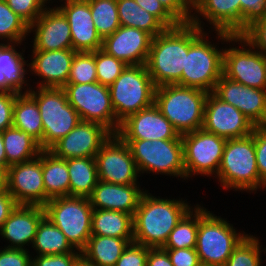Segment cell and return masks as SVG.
Here are the masks:
<instances>
[{
    "label": "cell",
    "mask_w": 266,
    "mask_h": 266,
    "mask_svg": "<svg viewBox=\"0 0 266 266\" xmlns=\"http://www.w3.org/2000/svg\"><path fill=\"white\" fill-rule=\"evenodd\" d=\"M146 190L133 215V242L150 248L163 247L170 232L192 209L185 199L153 196Z\"/></svg>",
    "instance_id": "1"
},
{
    "label": "cell",
    "mask_w": 266,
    "mask_h": 266,
    "mask_svg": "<svg viewBox=\"0 0 266 266\" xmlns=\"http://www.w3.org/2000/svg\"><path fill=\"white\" fill-rule=\"evenodd\" d=\"M189 47L190 23L166 28L152 38L145 65L156 87L180 81Z\"/></svg>",
    "instance_id": "2"
},
{
    "label": "cell",
    "mask_w": 266,
    "mask_h": 266,
    "mask_svg": "<svg viewBox=\"0 0 266 266\" xmlns=\"http://www.w3.org/2000/svg\"><path fill=\"white\" fill-rule=\"evenodd\" d=\"M222 189L256 193L266 189L260 180L255 155V126L251 135L226 141L222 161L215 177Z\"/></svg>",
    "instance_id": "3"
},
{
    "label": "cell",
    "mask_w": 266,
    "mask_h": 266,
    "mask_svg": "<svg viewBox=\"0 0 266 266\" xmlns=\"http://www.w3.org/2000/svg\"><path fill=\"white\" fill-rule=\"evenodd\" d=\"M190 22V47L180 81L176 84L213 92L223 75V52L210 42L209 35ZM207 36V37H206Z\"/></svg>",
    "instance_id": "4"
},
{
    "label": "cell",
    "mask_w": 266,
    "mask_h": 266,
    "mask_svg": "<svg viewBox=\"0 0 266 266\" xmlns=\"http://www.w3.org/2000/svg\"><path fill=\"white\" fill-rule=\"evenodd\" d=\"M207 91L179 85L156 87L154 104L182 136L202 128Z\"/></svg>",
    "instance_id": "5"
},
{
    "label": "cell",
    "mask_w": 266,
    "mask_h": 266,
    "mask_svg": "<svg viewBox=\"0 0 266 266\" xmlns=\"http://www.w3.org/2000/svg\"><path fill=\"white\" fill-rule=\"evenodd\" d=\"M215 33L222 44L232 43L229 48L224 47L223 75L247 87L266 90V56L255 49L242 35L223 31ZM237 43L241 44V47L235 46Z\"/></svg>",
    "instance_id": "6"
},
{
    "label": "cell",
    "mask_w": 266,
    "mask_h": 266,
    "mask_svg": "<svg viewBox=\"0 0 266 266\" xmlns=\"http://www.w3.org/2000/svg\"><path fill=\"white\" fill-rule=\"evenodd\" d=\"M34 88L31 86L28 94L36 101L42 119L43 139L39 145L42 150H49L74 129L81 118L69 104L63 88Z\"/></svg>",
    "instance_id": "7"
},
{
    "label": "cell",
    "mask_w": 266,
    "mask_h": 266,
    "mask_svg": "<svg viewBox=\"0 0 266 266\" xmlns=\"http://www.w3.org/2000/svg\"><path fill=\"white\" fill-rule=\"evenodd\" d=\"M117 122L154 104L156 86L146 65H127L108 87Z\"/></svg>",
    "instance_id": "8"
},
{
    "label": "cell",
    "mask_w": 266,
    "mask_h": 266,
    "mask_svg": "<svg viewBox=\"0 0 266 266\" xmlns=\"http://www.w3.org/2000/svg\"><path fill=\"white\" fill-rule=\"evenodd\" d=\"M128 144L138 172L186 179L182 139H122Z\"/></svg>",
    "instance_id": "9"
},
{
    "label": "cell",
    "mask_w": 266,
    "mask_h": 266,
    "mask_svg": "<svg viewBox=\"0 0 266 266\" xmlns=\"http://www.w3.org/2000/svg\"><path fill=\"white\" fill-rule=\"evenodd\" d=\"M233 226L211 211L200 218L195 249L201 265H225L234 248L247 235L244 231L237 232Z\"/></svg>",
    "instance_id": "10"
},
{
    "label": "cell",
    "mask_w": 266,
    "mask_h": 266,
    "mask_svg": "<svg viewBox=\"0 0 266 266\" xmlns=\"http://www.w3.org/2000/svg\"><path fill=\"white\" fill-rule=\"evenodd\" d=\"M45 216L66 236L75 250L82 251L92 235L93 208L87 197L64 196L50 199Z\"/></svg>",
    "instance_id": "11"
},
{
    "label": "cell",
    "mask_w": 266,
    "mask_h": 266,
    "mask_svg": "<svg viewBox=\"0 0 266 266\" xmlns=\"http://www.w3.org/2000/svg\"><path fill=\"white\" fill-rule=\"evenodd\" d=\"M63 90L69 104L77 111L81 121L100 123L113 134L118 132L120 124L117 122L107 86L98 82L67 83Z\"/></svg>",
    "instance_id": "12"
},
{
    "label": "cell",
    "mask_w": 266,
    "mask_h": 266,
    "mask_svg": "<svg viewBox=\"0 0 266 266\" xmlns=\"http://www.w3.org/2000/svg\"><path fill=\"white\" fill-rule=\"evenodd\" d=\"M181 139L186 179L193 175L216 177L227 140L202 128L182 135Z\"/></svg>",
    "instance_id": "13"
},
{
    "label": "cell",
    "mask_w": 266,
    "mask_h": 266,
    "mask_svg": "<svg viewBox=\"0 0 266 266\" xmlns=\"http://www.w3.org/2000/svg\"><path fill=\"white\" fill-rule=\"evenodd\" d=\"M98 178L112 184H139L138 172L128 144L112 134L95 156Z\"/></svg>",
    "instance_id": "14"
},
{
    "label": "cell",
    "mask_w": 266,
    "mask_h": 266,
    "mask_svg": "<svg viewBox=\"0 0 266 266\" xmlns=\"http://www.w3.org/2000/svg\"><path fill=\"white\" fill-rule=\"evenodd\" d=\"M202 129L228 140L251 135L254 125L236 107L210 92L205 100Z\"/></svg>",
    "instance_id": "15"
},
{
    "label": "cell",
    "mask_w": 266,
    "mask_h": 266,
    "mask_svg": "<svg viewBox=\"0 0 266 266\" xmlns=\"http://www.w3.org/2000/svg\"><path fill=\"white\" fill-rule=\"evenodd\" d=\"M7 191L18 205H45L42 151L38 157L30 161L8 167Z\"/></svg>",
    "instance_id": "16"
},
{
    "label": "cell",
    "mask_w": 266,
    "mask_h": 266,
    "mask_svg": "<svg viewBox=\"0 0 266 266\" xmlns=\"http://www.w3.org/2000/svg\"><path fill=\"white\" fill-rule=\"evenodd\" d=\"M113 133L100 123L80 121L49 151L62 159L95 157Z\"/></svg>",
    "instance_id": "17"
},
{
    "label": "cell",
    "mask_w": 266,
    "mask_h": 266,
    "mask_svg": "<svg viewBox=\"0 0 266 266\" xmlns=\"http://www.w3.org/2000/svg\"><path fill=\"white\" fill-rule=\"evenodd\" d=\"M213 93L241 111L254 126L266 124V90L247 87L222 75Z\"/></svg>",
    "instance_id": "18"
},
{
    "label": "cell",
    "mask_w": 266,
    "mask_h": 266,
    "mask_svg": "<svg viewBox=\"0 0 266 266\" xmlns=\"http://www.w3.org/2000/svg\"><path fill=\"white\" fill-rule=\"evenodd\" d=\"M121 139L168 140L181 139L172 124L155 104L128 116L116 133Z\"/></svg>",
    "instance_id": "19"
},
{
    "label": "cell",
    "mask_w": 266,
    "mask_h": 266,
    "mask_svg": "<svg viewBox=\"0 0 266 266\" xmlns=\"http://www.w3.org/2000/svg\"><path fill=\"white\" fill-rule=\"evenodd\" d=\"M56 7L64 14L70 25L74 51L94 52L102 48L103 39L93 23L89 0H65Z\"/></svg>",
    "instance_id": "20"
},
{
    "label": "cell",
    "mask_w": 266,
    "mask_h": 266,
    "mask_svg": "<svg viewBox=\"0 0 266 266\" xmlns=\"http://www.w3.org/2000/svg\"><path fill=\"white\" fill-rule=\"evenodd\" d=\"M33 33L32 50L73 49L70 25L64 14L57 8L49 6L29 26V34Z\"/></svg>",
    "instance_id": "21"
},
{
    "label": "cell",
    "mask_w": 266,
    "mask_h": 266,
    "mask_svg": "<svg viewBox=\"0 0 266 266\" xmlns=\"http://www.w3.org/2000/svg\"><path fill=\"white\" fill-rule=\"evenodd\" d=\"M204 19L210 24V29L213 28L212 31L241 35L240 0H198L192 6L191 23L205 30Z\"/></svg>",
    "instance_id": "22"
},
{
    "label": "cell",
    "mask_w": 266,
    "mask_h": 266,
    "mask_svg": "<svg viewBox=\"0 0 266 266\" xmlns=\"http://www.w3.org/2000/svg\"><path fill=\"white\" fill-rule=\"evenodd\" d=\"M152 38L143 30L120 26L103 39L102 49L126 65H145Z\"/></svg>",
    "instance_id": "23"
},
{
    "label": "cell",
    "mask_w": 266,
    "mask_h": 266,
    "mask_svg": "<svg viewBox=\"0 0 266 266\" xmlns=\"http://www.w3.org/2000/svg\"><path fill=\"white\" fill-rule=\"evenodd\" d=\"M31 53L29 73L42 80L37 82V87L63 88L67 84L76 51L73 49L32 50Z\"/></svg>",
    "instance_id": "24"
},
{
    "label": "cell",
    "mask_w": 266,
    "mask_h": 266,
    "mask_svg": "<svg viewBox=\"0 0 266 266\" xmlns=\"http://www.w3.org/2000/svg\"><path fill=\"white\" fill-rule=\"evenodd\" d=\"M45 217L43 206L17 205L0 229L1 238L9 241L6 248L25 249L32 245L37 227Z\"/></svg>",
    "instance_id": "25"
},
{
    "label": "cell",
    "mask_w": 266,
    "mask_h": 266,
    "mask_svg": "<svg viewBox=\"0 0 266 266\" xmlns=\"http://www.w3.org/2000/svg\"><path fill=\"white\" fill-rule=\"evenodd\" d=\"M145 191L140 184L121 185L99 180L88 199L93 209L122 211L133 216Z\"/></svg>",
    "instance_id": "26"
},
{
    "label": "cell",
    "mask_w": 266,
    "mask_h": 266,
    "mask_svg": "<svg viewBox=\"0 0 266 266\" xmlns=\"http://www.w3.org/2000/svg\"><path fill=\"white\" fill-rule=\"evenodd\" d=\"M19 45H23L22 42H0V92L28 93L31 89V85L26 80V74L30 72L29 69L27 70L29 60L23 57L25 48L24 50L22 48V52L17 51L16 47ZM24 89L26 90L23 91Z\"/></svg>",
    "instance_id": "27"
},
{
    "label": "cell",
    "mask_w": 266,
    "mask_h": 266,
    "mask_svg": "<svg viewBox=\"0 0 266 266\" xmlns=\"http://www.w3.org/2000/svg\"><path fill=\"white\" fill-rule=\"evenodd\" d=\"M42 173L45 204L52 198L70 196L67 159L58 158L49 150H42Z\"/></svg>",
    "instance_id": "28"
},
{
    "label": "cell",
    "mask_w": 266,
    "mask_h": 266,
    "mask_svg": "<svg viewBox=\"0 0 266 266\" xmlns=\"http://www.w3.org/2000/svg\"><path fill=\"white\" fill-rule=\"evenodd\" d=\"M91 233L115 238H133V216L122 211L93 209Z\"/></svg>",
    "instance_id": "29"
},
{
    "label": "cell",
    "mask_w": 266,
    "mask_h": 266,
    "mask_svg": "<svg viewBox=\"0 0 266 266\" xmlns=\"http://www.w3.org/2000/svg\"><path fill=\"white\" fill-rule=\"evenodd\" d=\"M133 238L91 235L81 253L97 266H115Z\"/></svg>",
    "instance_id": "30"
},
{
    "label": "cell",
    "mask_w": 266,
    "mask_h": 266,
    "mask_svg": "<svg viewBox=\"0 0 266 266\" xmlns=\"http://www.w3.org/2000/svg\"><path fill=\"white\" fill-rule=\"evenodd\" d=\"M1 134L6 153V169L12 164L30 161L38 157L42 151L34 138L13 126Z\"/></svg>",
    "instance_id": "31"
},
{
    "label": "cell",
    "mask_w": 266,
    "mask_h": 266,
    "mask_svg": "<svg viewBox=\"0 0 266 266\" xmlns=\"http://www.w3.org/2000/svg\"><path fill=\"white\" fill-rule=\"evenodd\" d=\"M70 196L89 197L99 181L95 157L67 159Z\"/></svg>",
    "instance_id": "32"
},
{
    "label": "cell",
    "mask_w": 266,
    "mask_h": 266,
    "mask_svg": "<svg viewBox=\"0 0 266 266\" xmlns=\"http://www.w3.org/2000/svg\"><path fill=\"white\" fill-rule=\"evenodd\" d=\"M13 127L28 133L39 144L43 139V124L36 101L28 93H19L13 107Z\"/></svg>",
    "instance_id": "33"
},
{
    "label": "cell",
    "mask_w": 266,
    "mask_h": 266,
    "mask_svg": "<svg viewBox=\"0 0 266 266\" xmlns=\"http://www.w3.org/2000/svg\"><path fill=\"white\" fill-rule=\"evenodd\" d=\"M31 247H33L34 251L36 250L37 255L81 253L72 247L65 234L46 216L37 227Z\"/></svg>",
    "instance_id": "34"
},
{
    "label": "cell",
    "mask_w": 266,
    "mask_h": 266,
    "mask_svg": "<svg viewBox=\"0 0 266 266\" xmlns=\"http://www.w3.org/2000/svg\"><path fill=\"white\" fill-rule=\"evenodd\" d=\"M117 9L121 26L143 30L152 37L166 29L154 15L140 7L135 0H117Z\"/></svg>",
    "instance_id": "35"
},
{
    "label": "cell",
    "mask_w": 266,
    "mask_h": 266,
    "mask_svg": "<svg viewBox=\"0 0 266 266\" xmlns=\"http://www.w3.org/2000/svg\"><path fill=\"white\" fill-rule=\"evenodd\" d=\"M208 211L201 204L194 207L170 232L163 249L195 248L200 218Z\"/></svg>",
    "instance_id": "36"
},
{
    "label": "cell",
    "mask_w": 266,
    "mask_h": 266,
    "mask_svg": "<svg viewBox=\"0 0 266 266\" xmlns=\"http://www.w3.org/2000/svg\"><path fill=\"white\" fill-rule=\"evenodd\" d=\"M89 6L93 23L102 39L113 34L121 26L117 0H89Z\"/></svg>",
    "instance_id": "37"
},
{
    "label": "cell",
    "mask_w": 266,
    "mask_h": 266,
    "mask_svg": "<svg viewBox=\"0 0 266 266\" xmlns=\"http://www.w3.org/2000/svg\"><path fill=\"white\" fill-rule=\"evenodd\" d=\"M27 35L30 36L29 25L14 13L5 0H0V41L2 43L23 42Z\"/></svg>",
    "instance_id": "38"
},
{
    "label": "cell",
    "mask_w": 266,
    "mask_h": 266,
    "mask_svg": "<svg viewBox=\"0 0 266 266\" xmlns=\"http://www.w3.org/2000/svg\"><path fill=\"white\" fill-rule=\"evenodd\" d=\"M262 249V250H261ZM266 248L260 246L259 237L247 234L234 248L224 266H262V254Z\"/></svg>",
    "instance_id": "39"
},
{
    "label": "cell",
    "mask_w": 266,
    "mask_h": 266,
    "mask_svg": "<svg viewBox=\"0 0 266 266\" xmlns=\"http://www.w3.org/2000/svg\"><path fill=\"white\" fill-rule=\"evenodd\" d=\"M97 82L94 52H76L67 83L88 84Z\"/></svg>",
    "instance_id": "40"
},
{
    "label": "cell",
    "mask_w": 266,
    "mask_h": 266,
    "mask_svg": "<svg viewBox=\"0 0 266 266\" xmlns=\"http://www.w3.org/2000/svg\"><path fill=\"white\" fill-rule=\"evenodd\" d=\"M97 82L111 86L127 66L122 60L108 54L102 48L95 51Z\"/></svg>",
    "instance_id": "41"
},
{
    "label": "cell",
    "mask_w": 266,
    "mask_h": 266,
    "mask_svg": "<svg viewBox=\"0 0 266 266\" xmlns=\"http://www.w3.org/2000/svg\"><path fill=\"white\" fill-rule=\"evenodd\" d=\"M7 5L29 26L43 13L44 4L40 0H5Z\"/></svg>",
    "instance_id": "42"
},
{
    "label": "cell",
    "mask_w": 266,
    "mask_h": 266,
    "mask_svg": "<svg viewBox=\"0 0 266 266\" xmlns=\"http://www.w3.org/2000/svg\"><path fill=\"white\" fill-rule=\"evenodd\" d=\"M241 34L254 22L266 16V0H240Z\"/></svg>",
    "instance_id": "43"
},
{
    "label": "cell",
    "mask_w": 266,
    "mask_h": 266,
    "mask_svg": "<svg viewBox=\"0 0 266 266\" xmlns=\"http://www.w3.org/2000/svg\"><path fill=\"white\" fill-rule=\"evenodd\" d=\"M149 247L131 242L122 252L115 266H146Z\"/></svg>",
    "instance_id": "44"
},
{
    "label": "cell",
    "mask_w": 266,
    "mask_h": 266,
    "mask_svg": "<svg viewBox=\"0 0 266 266\" xmlns=\"http://www.w3.org/2000/svg\"><path fill=\"white\" fill-rule=\"evenodd\" d=\"M255 155L260 180L266 185V124L255 126Z\"/></svg>",
    "instance_id": "45"
},
{
    "label": "cell",
    "mask_w": 266,
    "mask_h": 266,
    "mask_svg": "<svg viewBox=\"0 0 266 266\" xmlns=\"http://www.w3.org/2000/svg\"><path fill=\"white\" fill-rule=\"evenodd\" d=\"M241 35L266 56V16L254 22Z\"/></svg>",
    "instance_id": "46"
},
{
    "label": "cell",
    "mask_w": 266,
    "mask_h": 266,
    "mask_svg": "<svg viewBox=\"0 0 266 266\" xmlns=\"http://www.w3.org/2000/svg\"><path fill=\"white\" fill-rule=\"evenodd\" d=\"M150 14L154 15L166 28H173L180 23L164 8L159 0H135Z\"/></svg>",
    "instance_id": "47"
},
{
    "label": "cell",
    "mask_w": 266,
    "mask_h": 266,
    "mask_svg": "<svg viewBox=\"0 0 266 266\" xmlns=\"http://www.w3.org/2000/svg\"><path fill=\"white\" fill-rule=\"evenodd\" d=\"M0 266H32L29 250L16 248H0Z\"/></svg>",
    "instance_id": "48"
},
{
    "label": "cell",
    "mask_w": 266,
    "mask_h": 266,
    "mask_svg": "<svg viewBox=\"0 0 266 266\" xmlns=\"http://www.w3.org/2000/svg\"><path fill=\"white\" fill-rule=\"evenodd\" d=\"M164 8L179 22L190 23L192 6L187 0H159Z\"/></svg>",
    "instance_id": "49"
},
{
    "label": "cell",
    "mask_w": 266,
    "mask_h": 266,
    "mask_svg": "<svg viewBox=\"0 0 266 266\" xmlns=\"http://www.w3.org/2000/svg\"><path fill=\"white\" fill-rule=\"evenodd\" d=\"M18 94L0 92V133L13 125V107Z\"/></svg>",
    "instance_id": "50"
},
{
    "label": "cell",
    "mask_w": 266,
    "mask_h": 266,
    "mask_svg": "<svg viewBox=\"0 0 266 266\" xmlns=\"http://www.w3.org/2000/svg\"><path fill=\"white\" fill-rule=\"evenodd\" d=\"M81 253L55 255H36L32 257V266H73Z\"/></svg>",
    "instance_id": "51"
},
{
    "label": "cell",
    "mask_w": 266,
    "mask_h": 266,
    "mask_svg": "<svg viewBox=\"0 0 266 266\" xmlns=\"http://www.w3.org/2000/svg\"><path fill=\"white\" fill-rule=\"evenodd\" d=\"M167 251L173 266H201L195 248L164 249Z\"/></svg>",
    "instance_id": "52"
},
{
    "label": "cell",
    "mask_w": 266,
    "mask_h": 266,
    "mask_svg": "<svg viewBox=\"0 0 266 266\" xmlns=\"http://www.w3.org/2000/svg\"><path fill=\"white\" fill-rule=\"evenodd\" d=\"M146 266H173L166 250L162 247L150 248L147 255Z\"/></svg>",
    "instance_id": "53"
},
{
    "label": "cell",
    "mask_w": 266,
    "mask_h": 266,
    "mask_svg": "<svg viewBox=\"0 0 266 266\" xmlns=\"http://www.w3.org/2000/svg\"><path fill=\"white\" fill-rule=\"evenodd\" d=\"M17 205L15 199L7 190L0 193V229Z\"/></svg>",
    "instance_id": "54"
},
{
    "label": "cell",
    "mask_w": 266,
    "mask_h": 266,
    "mask_svg": "<svg viewBox=\"0 0 266 266\" xmlns=\"http://www.w3.org/2000/svg\"><path fill=\"white\" fill-rule=\"evenodd\" d=\"M73 266H97L95 263L87 259L82 253L76 258Z\"/></svg>",
    "instance_id": "55"
},
{
    "label": "cell",
    "mask_w": 266,
    "mask_h": 266,
    "mask_svg": "<svg viewBox=\"0 0 266 266\" xmlns=\"http://www.w3.org/2000/svg\"><path fill=\"white\" fill-rule=\"evenodd\" d=\"M7 190V169L0 167V193Z\"/></svg>",
    "instance_id": "56"
},
{
    "label": "cell",
    "mask_w": 266,
    "mask_h": 266,
    "mask_svg": "<svg viewBox=\"0 0 266 266\" xmlns=\"http://www.w3.org/2000/svg\"><path fill=\"white\" fill-rule=\"evenodd\" d=\"M0 167H3L6 169V153H5L4 142H3L1 133H0Z\"/></svg>",
    "instance_id": "57"
},
{
    "label": "cell",
    "mask_w": 266,
    "mask_h": 266,
    "mask_svg": "<svg viewBox=\"0 0 266 266\" xmlns=\"http://www.w3.org/2000/svg\"><path fill=\"white\" fill-rule=\"evenodd\" d=\"M43 4H44V6H46L47 7V3L49 4V3H51L50 1H52V0H40ZM63 1H65V0H60L59 2H63Z\"/></svg>",
    "instance_id": "58"
},
{
    "label": "cell",
    "mask_w": 266,
    "mask_h": 266,
    "mask_svg": "<svg viewBox=\"0 0 266 266\" xmlns=\"http://www.w3.org/2000/svg\"><path fill=\"white\" fill-rule=\"evenodd\" d=\"M191 6H193L198 0H187Z\"/></svg>",
    "instance_id": "59"
}]
</instances>
